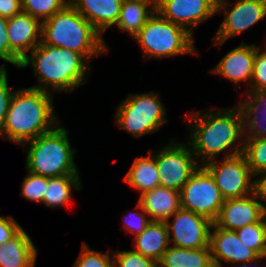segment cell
Segmentation results:
<instances>
[{"mask_svg":"<svg viewBox=\"0 0 266 267\" xmlns=\"http://www.w3.org/2000/svg\"><path fill=\"white\" fill-rule=\"evenodd\" d=\"M188 115V125L191 135L188 142L192 152L205 163L215 160L217 155L230 150L224 158L243 153V117L240 108L236 105L227 110H208ZM214 111V112H213ZM195 123V124H194ZM240 140V141H239ZM243 140V141H242ZM239 141V142H238ZM243 142V143H242Z\"/></svg>","mask_w":266,"mask_h":267,"instance_id":"1","label":"cell"},{"mask_svg":"<svg viewBox=\"0 0 266 267\" xmlns=\"http://www.w3.org/2000/svg\"><path fill=\"white\" fill-rule=\"evenodd\" d=\"M52 98V93L31 87L15 90L0 137L21 146L51 131L60 122Z\"/></svg>","mask_w":266,"mask_h":267,"instance_id":"2","label":"cell"},{"mask_svg":"<svg viewBox=\"0 0 266 267\" xmlns=\"http://www.w3.org/2000/svg\"><path fill=\"white\" fill-rule=\"evenodd\" d=\"M30 55H26L20 68H26L30 64L37 76V85L31 87L50 93H58L73 90L85 84L83 81L88 76L90 63L79 53L67 48L39 44ZM50 87L51 90H48Z\"/></svg>","mask_w":266,"mask_h":267,"instance_id":"3","label":"cell"},{"mask_svg":"<svg viewBox=\"0 0 266 267\" xmlns=\"http://www.w3.org/2000/svg\"><path fill=\"white\" fill-rule=\"evenodd\" d=\"M40 43L75 51L88 62L109 49L102 34L70 3L42 22Z\"/></svg>","mask_w":266,"mask_h":267,"instance_id":"4","label":"cell"},{"mask_svg":"<svg viewBox=\"0 0 266 267\" xmlns=\"http://www.w3.org/2000/svg\"><path fill=\"white\" fill-rule=\"evenodd\" d=\"M29 144V146H27ZM27 148L26 170L32 174L57 177L79 175L74 154L64 127L57 125L49 132L22 144Z\"/></svg>","mask_w":266,"mask_h":267,"instance_id":"5","label":"cell"},{"mask_svg":"<svg viewBox=\"0 0 266 267\" xmlns=\"http://www.w3.org/2000/svg\"><path fill=\"white\" fill-rule=\"evenodd\" d=\"M133 38L146 59L198 53L193 35L163 18L157 11Z\"/></svg>","mask_w":266,"mask_h":267,"instance_id":"6","label":"cell"},{"mask_svg":"<svg viewBox=\"0 0 266 267\" xmlns=\"http://www.w3.org/2000/svg\"><path fill=\"white\" fill-rule=\"evenodd\" d=\"M116 109V124L133 137L158 131L167 123L166 109L155 92L129 94Z\"/></svg>","mask_w":266,"mask_h":267,"instance_id":"7","label":"cell"},{"mask_svg":"<svg viewBox=\"0 0 266 267\" xmlns=\"http://www.w3.org/2000/svg\"><path fill=\"white\" fill-rule=\"evenodd\" d=\"M181 208L214 222L223 205L219 188L210 172L200 165L180 191Z\"/></svg>","mask_w":266,"mask_h":267,"instance_id":"8","label":"cell"},{"mask_svg":"<svg viewBox=\"0 0 266 267\" xmlns=\"http://www.w3.org/2000/svg\"><path fill=\"white\" fill-rule=\"evenodd\" d=\"M189 143L180 144L173 139L163 149L153 153L159 173V186L181 191L184 184L201 165Z\"/></svg>","mask_w":266,"mask_h":267,"instance_id":"9","label":"cell"},{"mask_svg":"<svg viewBox=\"0 0 266 267\" xmlns=\"http://www.w3.org/2000/svg\"><path fill=\"white\" fill-rule=\"evenodd\" d=\"M212 175L224 200L243 198L253 193L254 180L243 154L223 158L221 164L216 159L203 165Z\"/></svg>","mask_w":266,"mask_h":267,"instance_id":"10","label":"cell"},{"mask_svg":"<svg viewBox=\"0 0 266 267\" xmlns=\"http://www.w3.org/2000/svg\"><path fill=\"white\" fill-rule=\"evenodd\" d=\"M231 2L217 0V14L226 13L223 22L214 35V44L219 47L232 36L242 33L246 29L264 19L266 16V0H236L230 7Z\"/></svg>","mask_w":266,"mask_h":267,"instance_id":"11","label":"cell"},{"mask_svg":"<svg viewBox=\"0 0 266 267\" xmlns=\"http://www.w3.org/2000/svg\"><path fill=\"white\" fill-rule=\"evenodd\" d=\"M171 217L173 222H169L170 219L165 221L169 243L172 241L173 246L186 249L209 247L210 230L213 225L211 220L182 208Z\"/></svg>","mask_w":266,"mask_h":267,"instance_id":"12","label":"cell"},{"mask_svg":"<svg viewBox=\"0 0 266 267\" xmlns=\"http://www.w3.org/2000/svg\"><path fill=\"white\" fill-rule=\"evenodd\" d=\"M156 11L193 35L194 27L217 14V0H158Z\"/></svg>","mask_w":266,"mask_h":267,"instance_id":"13","label":"cell"},{"mask_svg":"<svg viewBox=\"0 0 266 267\" xmlns=\"http://www.w3.org/2000/svg\"><path fill=\"white\" fill-rule=\"evenodd\" d=\"M209 248L214 264L246 263L253 261L259 255L240 241L235 231L221 229L214 223L210 230Z\"/></svg>","mask_w":266,"mask_h":267,"instance_id":"14","label":"cell"},{"mask_svg":"<svg viewBox=\"0 0 266 267\" xmlns=\"http://www.w3.org/2000/svg\"><path fill=\"white\" fill-rule=\"evenodd\" d=\"M263 221V205L254 193L243 197L224 200L217 219V227L235 231L254 222Z\"/></svg>","mask_w":266,"mask_h":267,"instance_id":"15","label":"cell"},{"mask_svg":"<svg viewBox=\"0 0 266 267\" xmlns=\"http://www.w3.org/2000/svg\"><path fill=\"white\" fill-rule=\"evenodd\" d=\"M42 22L21 11L8 18L7 37L10 48L23 59L41 42Z\"/></svg>","mask_w":266,"mask_h":267,"instance_id":"16","label":"cell"},{"mask_svg":"<svg viewBox=\"0 0 266 267\" xmlns=\"http://www.w3.org/2000/svg\"><path fill=\"white\" fill-rule=\"evenodd\" d=\"M255 58V44L247 45L244 42L230 50L210 72L223 76L238 85L241 81L251 83Z\"/></svg>","mask_w":266,"mask_h":267,"instance_id":"17","label":"cell"},{"mask_svg":"<svg viewBox=\"0 0 266 267\" xmlns=\"http://www.w3.org/2000/svg\"><path fill=\"white\" fill-rule=\"evenodd\" d=\"M123 0H70V4L101 34L116 25Z\"/></svg>","mask_w":266,"mask_h":267,"instance_id":"18","label":"cell"},{"mask_svg":"<svg viewBox=\"0 0 266 267\" xmlns=\"http://www.w3.org/2000/svg\"><path fill=\"white\" fill-rule=\"evenodd\" d=\"M138 202L151 221H166L181 208L180 192L160 186L140 194Z\"/></svg>","mask_w":266,"mask_h":267,"instance_id":"19","label":"cell"},{"mask_svg":"<svg viewBox=\"0 0 266 267\" xmlns=\"http://www.w3.org/2000/svg\"><path fill=\"white\" fill-rule=\"evenodd\" d=\"M37 251L30 236L22 228L0 245V267H34Z\"/></svg>","mask_w":266,"mask_h":267,"instance_id":"20","label":"cell"},{"mask_svg":"<svg viewBox=\"0 0 266 267\" xmlns=\"http://www.w3.org/2000/svg\"><path fill=\"white\" fill-rule=\"evenodd\" d=\"M134 237V251L157 263L170 244L165 221H151L139 235Z\"/></svg>","mask_w":266,"mask_h":267,"instance_id":"21","label":"cell"},{"mask_svg":"<svg viewBox=\"0 0 266 267\" xmlns=\"http://www.w3.org/2000/svg\"><path fill=\"white\" fill-rule=\"evenodd\" d=\"M155 11L156 4L149 0H123L116 26L134 37Z\"/></svg>","mask_w":266,"mask_h":267,"instance_id":"22","label":"cell"},{"mask_svg":"<svg viewBox=\"0 0 266 267\" xmlns=\"http://www.w3.org/2000/svg\"><path fill=\"white\" fill-rule=\"evenodd\" d=\"M148 156L137 157L124 177V181L142 194L159 186V173L155 156L148 150Z\"/></svg>","mask_w":266,"mask_h":267,"instance_id":"23","label":"cell"},{"mask_svg":"<svg viewBox=\"0 0 266 267\" xmlns=\"http://www.w3.org/2000/svg\"><path fill=\"white\" fill-rule=\"evenodd\" d=\"M212 263L209 247L186 249L169 246L158 267H209Z\"/></svg>","mask_w":266,"mask_h":267,"instance_id":"24","label":"cell"},{"mask_svg":"<svg viewBox=\"0 0 266 267\" xmlns=\"http://www.w3.org/2000/svg\"><path fill=\"white\" fill-rule=\"evenodd\" d=\"M80 175H64L57 177H47V187L43 196V203L47 207H63L70 203L72 187L80 191L82 183Z\"/></svg>","mask_w":266,"mask_h":267,"instance_id":"25","label":"cell"},{"mask_svg":"<svg viewBox=\"0 0 266 267\" xmlns=\"http://www.w3.org/2000/svg\"><path fill=\"white\" fill-rule=\"evenodd\" d=\"M237 106L243 117L244 139L266 138V111L255 108L247 99L240 101Z\"/></svg>","mask_w":266,"mask_h":267,"instance_id":"26","label":"cell"},{"mask_svg":"<svg viewBox=\"0 0 266 267\" xmlns=\"http://www.w3.org/2000/svg\"><path fill=\"white\" fill-rule=\"evenodd\" d=\"M238 238L259 256H266V226L264 221L254 222L235 230Z\"/></svg>","mask_w":266,"mask_h":267,"instance_id":"27","label":"cell"},{"mask_svg":"<svg viewBox=\"0 0 266 267\" xmlns=\"http://www.w3.org/2000/svg\"><path fill=\"white\" fill-rule=\"evenodd\" d=\"M69 3L70 0H21V7L22 11L43 22Z\"/></svg>","mask_w":266,"mask_h":267,"instance_id":"28","label":"cell"},{"mask_svg":"<svg viewBox=\"0 0 266 267\" xmlns=\"http://www.w3.org/2000/svg\"><path fill=\"white\" fill-rule=\"evenodd\" d=\"M242 154L253 175L266 172V138L244 139Z\"/></svg>","mask_w":266,"mask_h":267,"instance_id":"29","label":"cell"},{"mask_svg":"<svg viewBox=\"0 0 266 267\" xmlns=\"http://www.w3.org/2000/svg\"><path fill=\"white\" fill-rule=\"evenodd\" d=\"M109 252L111 249L107 253L92 250L84 242L73 267H113V258H111L113 253L109 254Z\"/></svg>","mask_w":266,"mask_h":267,"instance_id":"30","label":"cell"},{"mask_svg":"<svg viewBox=\"0 0 266 267\" xmlns=\"http://www.w3.org/2000/svg\"><path fill=\"white\" fill-rule=\"evenodd\" d=\"M28 174L24 177L23 183L21 184V196L27 198L32 202L43 203L44 192L47 187V177L32 174Z\"/></svg>","mask_w":266,"mask_h":267,"instance_id":"31","label":"cell"},{"mask_svg":"<svg viewBox=\"0 0 266 267\" xmlns=\"http://www.w3.org/2000/svg\"><path fill=\"white\" fill-rule=\"evenodd\" d=\"M113 267H158V263L134 250L112 251Z\"/></svg>","mask_w":266,"mask_h":267,"instance_id":"32","label":"cell"},{"mask_svg":"<svg viewBox=\"0 0 266 267\" xmlns=\"http://www.w3.org/2000/svg\"><path fill=\"white\" fill-rule=\"evenodd\" d=\"M259 50L255 45L253 75L247 91L266 90V50L262 53Z\"/></svg>","mask_w":266,"mask_h":267,"instance_id":"33","label":"cell"},{"mask_svg":"<svg viewBox=\"0 0 266 267\" xmlns=\"http://www.w3.org/2000/svg\"><path fill=\"white\" fill-rule=\"evenodd\" d=\"M8 18L0 16V59L20 67L22 59L10 48L7 37Z\"/></svg>","mask_w":266,"mask_h":267,"instance_id":"34","label":"cell"},{"mask_svg":"<svg viewBox=\"0 0 266 267\" xmlns=\"http://www.w3.org/2000/svg\"><path fill=\"white\" fill-rule=\"evenodd\" d=\"M135 208H138L141 210L133 212L132 214H129L123 217L124 221V228L130 231L134 235H139L151 222L150 219L146 218V215H148L141 207V204L138 202L137 206ZM135 217V219H134Z\"/></svg>","mask_w":266,"mask_h":267,"instance_id":"35","label":"cell"},{"mask_svg":"<svg viewBox=\"0 0 266 267\" xmlns=\"http://www.w3.org/2000/svg\"><path fill=\"white\" fill-rule=\"evenodd\" d=\"M14 92L9 89L6 68H0V133Z\"/></svg>","mask_w":266,"mask_h":267,"instance_id":"36","label":"cell"},{"mask_svg":"<svg viewBox=\"0 0 266 267\" xmlns=\"http://www.w3.org/2000/svg\"><path fill=\"white\" fill-rule=\"evenodd\" d=\"M22 227L11 216L5 218L0 216V245L14 237Z\"/></svg>","mask_w":266,"mask_h":267,"instance_id":"37","label":"cell"},{"mask_svg":"<svg viewBox=\"0 0 266 267\" xmlns=\"http://www.w3.org/2000/svg\"><path fill=\"white\" fill-rule=\"evenodd\" d=\"M21 11V0H0V16L10 18Z\"/></svg>","mask_w":266,"mask_h":267,"instance_id":"38","label":"cell"},{"mask_svg":"<svg viewBox=\"0 0 266 267\" xmlns=\"http://www.w3.org/2000/svg\"><path fill=\"white\" fill-rule=\"evenodd\" d=\"M257 175H260V178L257 180L254 178L253 193L257 200L264 206L266 203V172L258 173L254 177Z\"/></svg>","mask_w":266,"mask_h":267,"instance_id":"39","label":"cell"},{"mask_svg":"<svg viewBox=\"0 0 266 267\" xmlns=\"http://www.w3.org/2000/svg\"><path fill=\"white\" fill-rule=\"evenodd\" d=\"M247 100L257 109L266 111V90L247 91Z\"/></svg>","mask_w":266,"mask_h":267,"instance_id":"40","label":"cell"},{"mask_svg":"<svg viewBox=\"0 0 266 267\" xmlns=\"http://www.w3.org/2000/svg\"><path fill=\"white\" fill-rule=\"evenodd\" d=\"M262 258H266V256H259L258 258H256L255 260L253 261H249V262H246V263H242L238 266L240 267H248L249 265L251 266V263H254V266H257V264L259 263L258 260L262 259ZM258 261V262H257Z\"/></svg>","mask_w":266,"mask_h":267,"instance_id":"41","label":"cell"},{"mask_svg":"<svg viewBox=\"0 0 266 267\" xmlns=\"http://www.w3.org/2000/svg\"><path fill=\"white\" fill-rule=\"evenodd\" d=\"M263 221H264L265 226H266V204L263 206Z\"/></svg>","mask_w":266,"mask_h":267,"instance_id":"42","label":"cell"},{"mask_svg":"<svg viewBox=\"0 0 266 267\" xmlns=\"http://www.w3.org/2000/svg\"><path fill=\"white\" fill-rule=\"evenodd\" d=\"M209 267H224V266L223 265L221 266V265L212 263Z\"/></svg>","mask_w":266,"mask_h":267,"instance_id":"43","label":"cell"},{"mask_svg":"<svg viewBox=\"0 0 266 267\" xmlns=\"http://www.w3.org/2000/svg\"><path fill=\"white\" fill-rule=\"evenodd\" d=\"M149 1H151L154 4H157V2H158V0H149Z\"/></svg>","mask_w":266,"mask_h":267,"instance_id":"44","label":"cell"}]
</instances>
